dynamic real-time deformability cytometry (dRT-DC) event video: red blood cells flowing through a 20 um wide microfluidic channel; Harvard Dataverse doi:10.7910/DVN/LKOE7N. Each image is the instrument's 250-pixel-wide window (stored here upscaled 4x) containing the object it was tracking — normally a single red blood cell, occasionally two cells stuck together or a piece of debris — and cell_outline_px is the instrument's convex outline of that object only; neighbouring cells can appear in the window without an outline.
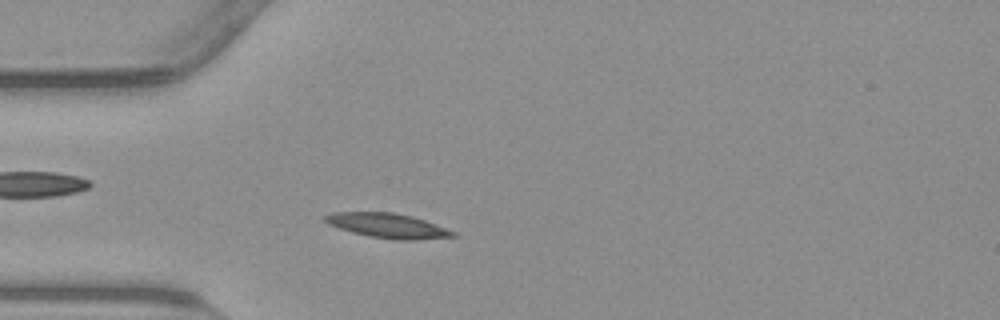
{"species": "common noctule bat (a hibernating species)", "species_latin": "Nyctalus noctula", "temperature_condition": "warm", "stored_images_in_passage": 48, "camera_frame_rate_fps": 3000, "um_per_image_px": 0.085, "animal": {"sex": "male", "body_mass_g": 23.1, "forearm_length_mm": 52.7}, "frame": {"image": 1, "passage_image": 9, "time_ms": 2.667, "image_size_px": [1000, 320], "cell_outline_px": [[456, 236], [416, 240], [396, 240], [368, 236], [352, 232], [328, 224], [320, 216], [332, 212], [392, 212], [412, 216], [424, 220], [456, 232]], "centroid_in_image_um": [32.91, 19.17], "position_along_channel_um": 52.1, "area_um2": 18.38}}
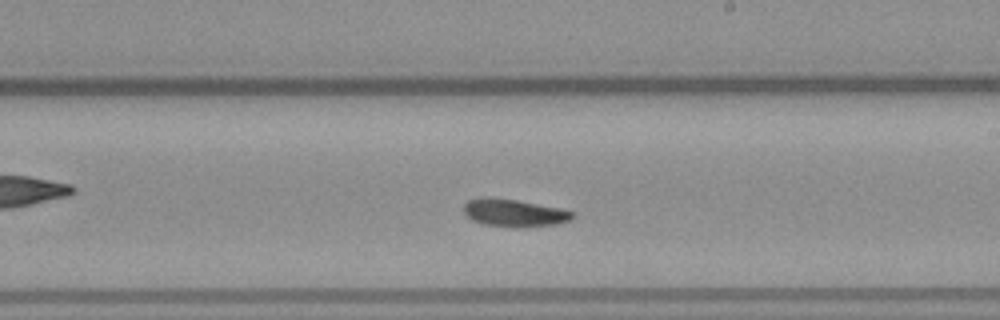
{"frame": {"image": 2, "passage_image": 25, "time_ms": 8.0, "image_size_px": [1000, 320], "cell_outline_px": [[576, 216], [572, 220], [556, 224], [516, 228], [484, 224], [472, 220], [464, 212], [464, 204], [468, 200], [516, 200], [560, 208], [576, 212]], "centroid_in_image_um": [43.82, 18.15], "position_along_channel_um": 245.2, "area_um2": 16.94}}
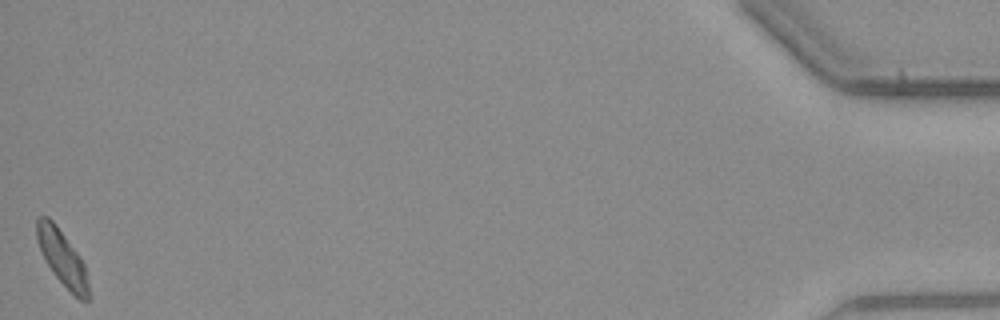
{"frame": {"image": 3, "passage_image": 48, "time_ms": 15.667, "image_size_px": [1000, 320], "cell_outline_px": [[88, 304], [80, 300], [52, 272], [44, 260], [36, 236], [36, 216], [48, 216], [56, 224], [76, 252], [84, 264], [88, 284]], "centroid_in_image_um": [5.26, 21.89], "position_along_channel_um": 429.9, "area_um2": 16.36}, "authors_computed_cell_mechanics": {"area_um2": 17.1377, "velocity_mm_per_s": 3.7752, "shape_relaxation_time_tau1_ms": 3.9917, "shape_relaxation_time_tau2_ms": null, "deformation_change_tau1": 0.1142, "deformation_change_tau2": null}}